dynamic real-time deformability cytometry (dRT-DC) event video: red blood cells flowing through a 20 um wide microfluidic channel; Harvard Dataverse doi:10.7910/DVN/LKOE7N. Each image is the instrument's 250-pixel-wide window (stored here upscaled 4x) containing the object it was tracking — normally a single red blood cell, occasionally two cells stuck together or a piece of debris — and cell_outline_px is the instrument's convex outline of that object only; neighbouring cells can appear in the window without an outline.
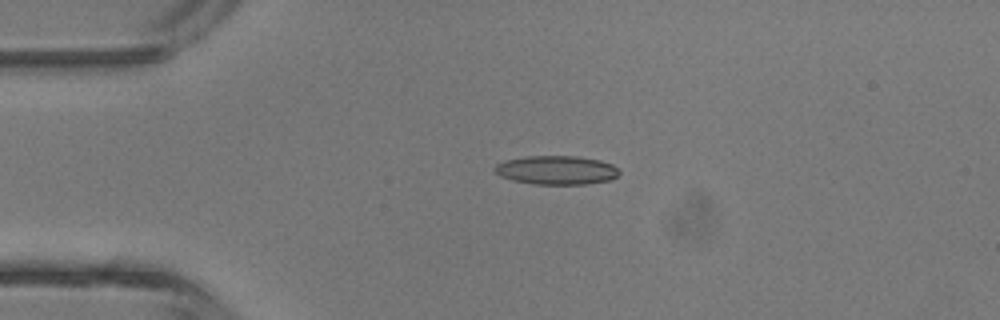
{"species": "common noctule bat (a hibernating species)", "species_latin": "Nyctalus noctula", "temperature_condition": "room temperature", "stored_images_in_passage": 1, "camera_frame_rate_fps": 3000, "um_per_image_px": 0.085, "animal": {"sex": "male", "body_mass_g": 13.3}, "frame": {"image": 1, "passage_image": 1, "time_ms": 0.0, "image_size_px": [1000, 320], "cell_outline_px": [[620, 172], [612, 180], [588, 184], [532, 184], [512, 180], [500, 176], [492, 168], [496, 164], [508, 160], [524, 156], [576, 156], [600, 160], [612, 164]], "centroid_in_image_um": [47.3, 14.46], "position_along_channel_um": 37.7, "area_um2": 20.98}}